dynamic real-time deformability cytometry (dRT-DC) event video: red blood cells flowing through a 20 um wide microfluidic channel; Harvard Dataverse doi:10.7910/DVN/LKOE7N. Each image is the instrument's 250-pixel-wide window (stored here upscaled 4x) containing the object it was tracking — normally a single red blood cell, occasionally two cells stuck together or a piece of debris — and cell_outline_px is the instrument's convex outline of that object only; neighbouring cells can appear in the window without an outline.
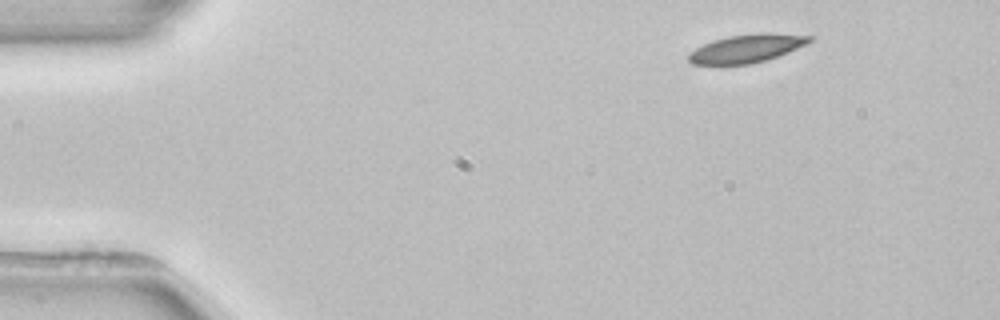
{"species": "common noctule bat (a hibernating species)", "species_latin": "Nyctalus noctula", "temperature_condition": "room temperature", "stored_images_in_passage": 2, "camera_frame_rate_fps": 3000, "um_per_image_px": 0.085, "animal": {"sex": "female", "body_mass_g": 22.7, "forearm_length_mm": 54.2}, "frame": {"image": 1, "passage_image": 1, "time_ms": 0.0, "image_size_px": [1000, 320], "cell_outline_px": [[812, 40], [808, 44], [788, 52], [752, 64], [692, 64], [688, 60], [688, 52], [712, 40], [728, 36], [760, 32], [768, 32], [812, 36]], "centroid_in_image_um": [63.47, 4.1], "position_along_channel_um": 21.5, "area_um2": 19.88}}